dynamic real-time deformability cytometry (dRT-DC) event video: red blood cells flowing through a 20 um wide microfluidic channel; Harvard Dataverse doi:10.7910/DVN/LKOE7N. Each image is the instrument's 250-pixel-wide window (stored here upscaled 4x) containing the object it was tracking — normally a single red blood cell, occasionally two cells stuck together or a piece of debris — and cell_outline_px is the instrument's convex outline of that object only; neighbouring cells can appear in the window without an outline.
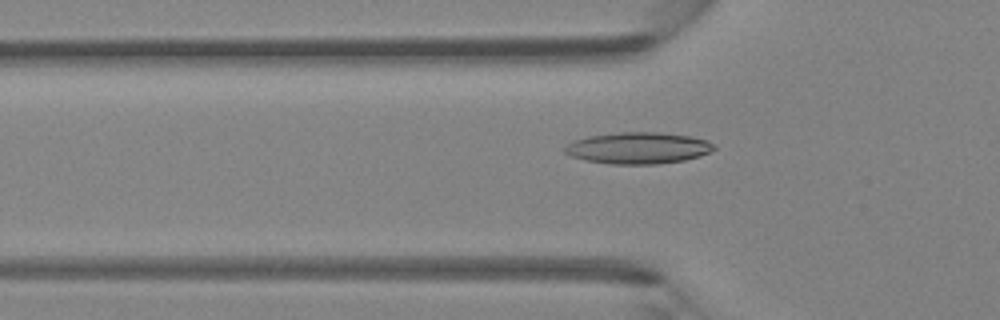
{"species": "Egyptian fruit bat (a non-hibernating species)", "species_latin": "Rousettus aegyptiacus", "temperature_condition": "room temperature", "stored_images_in_passage": 45, "camera_frame_rate_fps": 3000, "um_per_image_px": 0.085, "animal": {"sex": "female"}, "frame": {"image": 1, "passage_image": 15, "time_ms": 4.667, "image_size_px": [1000, 320], "cell_outline_px": [[716, 148], [700, 156], [684, 160], [656, 164], [608, 164], [584, 160], [572, 156], [564, 152], [564, 148], [568, 144], [576, 140], [588, 136], [620, 132], [660, 132], [692, 136], [708, 140]], "centroid_in_image_um": [54.25, 12.58], "position_along_channel_um": 71.5, "area_um2": 27.4}}
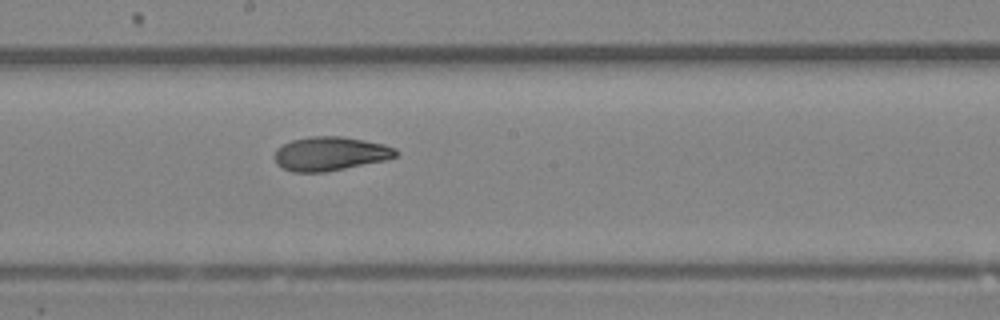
{"frame": {"image": 2, "passage_image": 25, "time_ms": 8.0, "image_size_px": [1000, 320], "cell_outline_px": [[400, 152], [396, 156], [384, 160], [324, 172], [292, 172], [276, 164], [272, 156], [276, 148], [292, 140], [308, 136], [344, 136], [384, 144], [396, 148]], "centroid_in_image_um": [28.03, 13.05], "position_along_channel_um": 220.2, "area_um2": 24.1}}
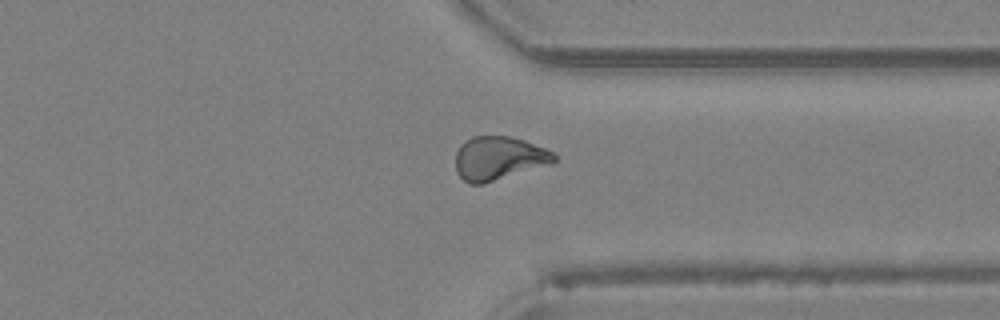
{"frame": {"image": 3, "passage_image": 35, "time_ms": 11.333, "image_size_px": [1000, 320], "cell_outline_px": [[556, 160], [552, 164], [484, 184], [468, 184], [456, 172], [456, 152], [460, 144], [464, 140], [472, 136], [508, 136], [524, 140], [544, 148], [552, 152], [556, 156]], "centroid_in_image_um": [42.37, 13.46], "position_along_channel_um": 369.0, "area_um2": 25.26}}